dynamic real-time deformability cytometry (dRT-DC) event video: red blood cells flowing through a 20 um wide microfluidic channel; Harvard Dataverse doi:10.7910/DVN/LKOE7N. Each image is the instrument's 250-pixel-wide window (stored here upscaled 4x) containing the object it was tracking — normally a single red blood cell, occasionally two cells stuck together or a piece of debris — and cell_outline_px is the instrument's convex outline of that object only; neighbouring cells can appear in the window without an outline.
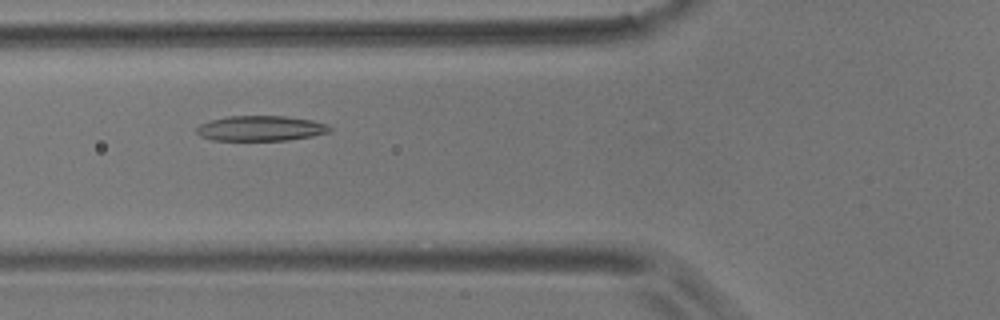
{"species": "common noctule bat (a hibernating species)", "species_latin": "Nyctalus noctula", "temperature_condition": "room temperature", "stored_images_in_passage": 52, "camera_frame_rate_fps": 3000, "um_per_image_px": 0.085, "animal": {"sex": "male", "body_mass_g": 17.9}, "frame": {"image": 1, "passage_image": 18, "time_ms": 5.667, "image_size_px": [1000, 320], "cell_outline_px": [[332, 128], [328, 132], [312, 136], [288, 140], [212, 140], [200, 136], [196, 132], [196, 128], [200, 124], [212, 120], [228, 116], [284, 116], [312, 120], [328, 124]], "centroid_in_image_um": [22.16, 10.91], "position_along_channel_um": 103.6, "area_um2": 19.48}}
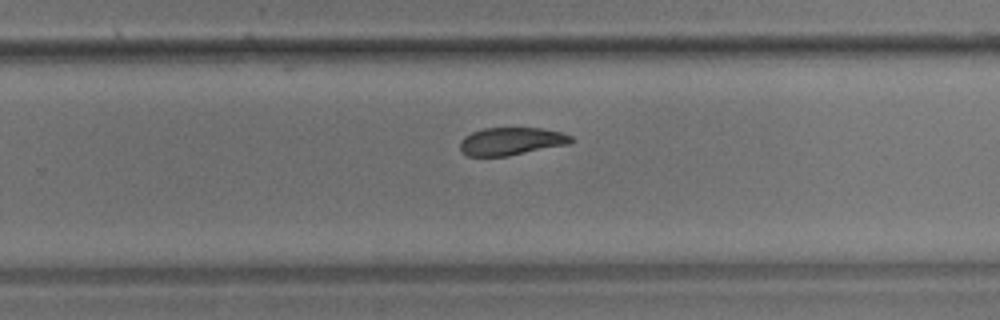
{"frame": {"image": 2, "passage_image": 33, "time_ms": 10.667, "image_size_px": [1000, 320], "cell_outline_px": [[572, 140], [568, 144], [508, 156], [468, 156], [460, 152], [460, 140], [464, 136], [472, 132], [484, 128], [540, 128], [564, 132], [572, 136]], "centroid_in_image_um": [43.43, 12.01], "position_along_channel_um": 286.4, "area_um2": 18.03}}
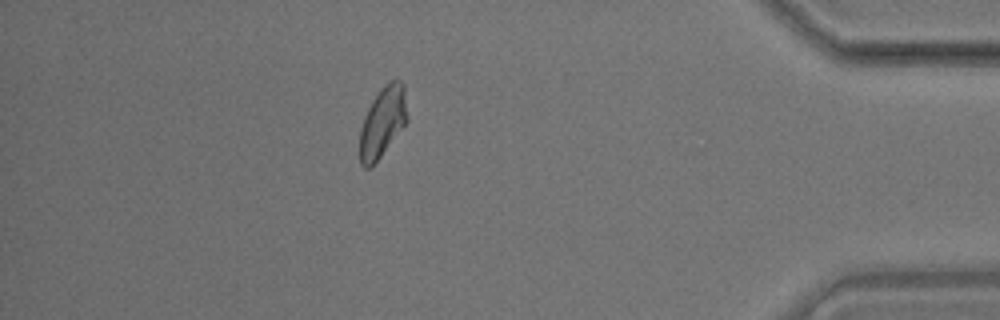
{"frame": {"image": 3, "passage_image": 46, "time_ms": 15.0, "image_size_px": [1000, 320], "cell_outline_px": [[408, 120], [380, 156], [368, 168], [364, 168], [360, 164], [360, 128], [364, 116], [372, 100], [380, 88], [388, 80], [396, 76], [404, 84], [408, 116]], "centroid_in_image_um": [32.54, 10.28], "position_along_channel_um": 402.7, "area_um2": 19.54}}